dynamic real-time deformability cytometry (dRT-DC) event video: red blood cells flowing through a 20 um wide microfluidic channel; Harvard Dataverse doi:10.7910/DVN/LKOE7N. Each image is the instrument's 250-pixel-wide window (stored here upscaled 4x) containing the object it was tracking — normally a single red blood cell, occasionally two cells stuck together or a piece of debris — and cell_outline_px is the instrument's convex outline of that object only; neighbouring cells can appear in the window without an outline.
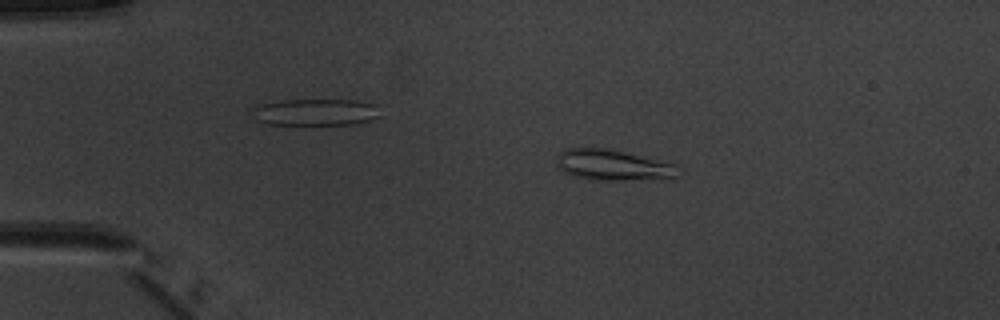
{"species": "common noctule bat (a hibernating species)", "species_latin": "Nyctalus noctula", "temperature_condition": "warm", "stored_images_in_passage": 4, "camera_frame_rate_fps": 3000, "um_per_image_px": 0.085, "animal": {"sex": "male", "body_mass_g": 20.1, "forearm_length_mm": 53.5}, "frame": {"image": 1, "passage_image": 2, "time_ms": 1.0, "image_size_px": [1000, 320], "cell_outline_px": [[680, 164], [676, 176], [672, 180], [588, 180], [564, 172], [556, 164], [556, 156], [560, 152], [568, 148], [604, 148], [624, 152]], "centroid_in_image_um": [52.18, 14.06], "position_along_channel_um": 32.8, "area_um2": 22.31}}
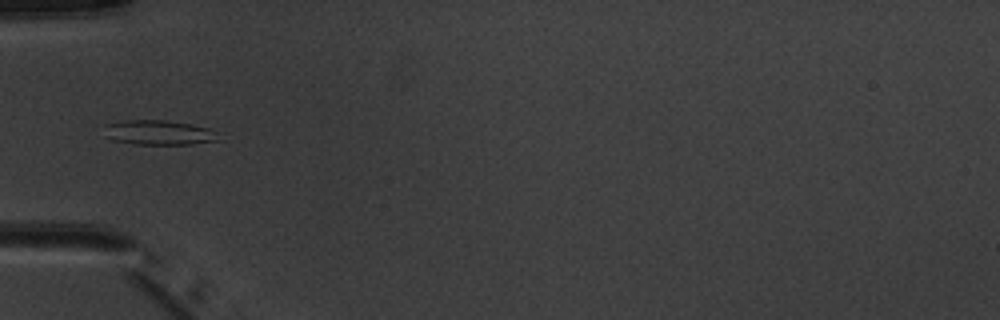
{"frame": {"image": 2, "passage_image": 4, "time_ms": 3.333, "image_size_px": [1000, 320], "cell_outline_px": [[220, 140], [192, 144], [136, 144], [112, 140], [104, 136], [104, 124], [124, 120], [168, 120], [192, 124], [208, 128], [216, 132]], "centroid_in_image_um": [13.46, 11.26], "position_along_channel_um": 71.5, "area_um2": 16.65}}